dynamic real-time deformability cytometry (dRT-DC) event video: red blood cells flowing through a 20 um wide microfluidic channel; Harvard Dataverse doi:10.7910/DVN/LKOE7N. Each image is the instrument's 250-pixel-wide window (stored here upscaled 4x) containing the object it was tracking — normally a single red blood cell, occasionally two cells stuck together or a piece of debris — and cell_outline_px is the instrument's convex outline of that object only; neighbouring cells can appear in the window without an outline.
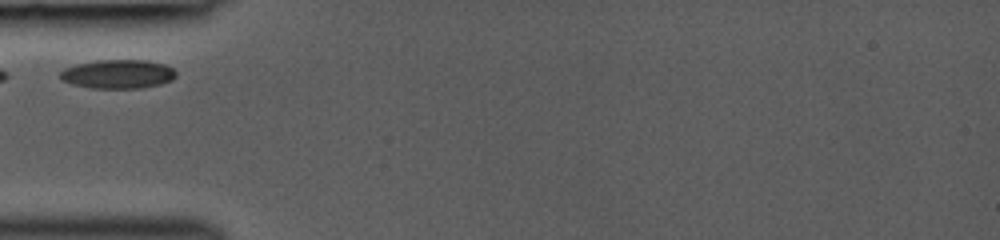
{"species": "common noctule bat (a hibernating species)", "species_latin": "Nyctalus noctula", "temperature_condition": "room temperature", "stored_images_in_passage": 3, "camera_frame_rate_fps": 3000, "um_per_image_px": 0.085, "animal": {"sex": "female", "body_mass_g": 19.0, "forearm_length_mm": 53.3}, "frame": {"image": 1, "passage_image": 1, "time_ms": 0.0, "image_size_px": [1000, 240], "cell_outline_px": [[176, 76], [172, 80], [160, 84], [140, 88], [88, 88], [72, 84], [60, 80], [60, 72], [64, 68], [76, 64], [96, 60], [144, 60], [164, 64], [172, 68], [176, 72]], "centroid_in_image_um": [9.99, 6.3], "position_along_channel_um": 75.0, "area_um2": 19.59}}